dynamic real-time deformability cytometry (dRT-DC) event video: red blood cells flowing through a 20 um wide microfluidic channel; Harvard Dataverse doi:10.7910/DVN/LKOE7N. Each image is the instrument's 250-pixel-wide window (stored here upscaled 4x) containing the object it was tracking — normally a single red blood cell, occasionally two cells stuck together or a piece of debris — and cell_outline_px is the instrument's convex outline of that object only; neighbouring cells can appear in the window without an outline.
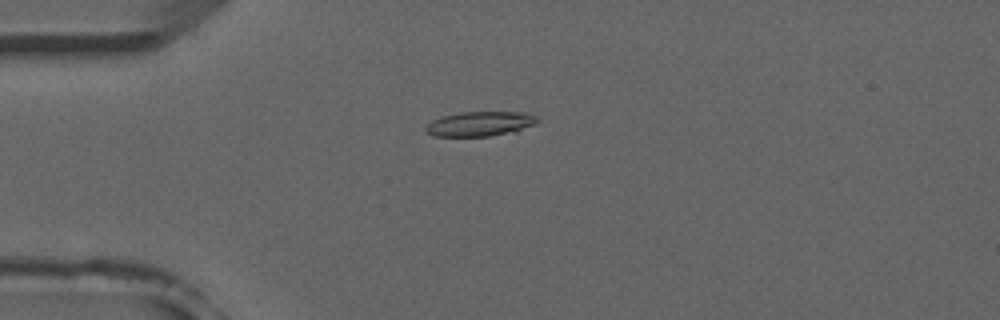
{"species": "common noctule bat (a hibernating species)", "species_latin": "Nyctalus noctula", "temperature_condition": "room temperature", "stored_images_in_passage": 51, "camera_frame_rate_fps": 3000, "um_per_image_px": 0.085, "animal": {"sex": "male", "forearm_length_mm": 52.5}, "frame": {"image": 1, "passage_image": 12, "time_ms": 3.667, "image_size_px": [1000, 320], "cell_outline_px": [[540, 120], [536, 124], [516, 132], [488, 136], [436, 136], [424, 132], [424, 128], [432, 120], [440, 116], [460, 112], [524, 112], [536, 116]], "centroid_in_image_um": [40.81, 10.52], "position_along_channel_um": 44.2, "area_um2": 16.3}}
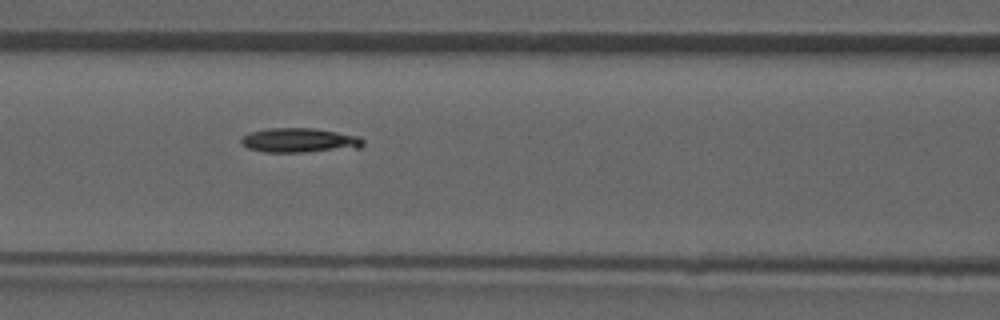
{"frame": {"image": 2, "passage_image": 21, "time_ms": 6.667, "image_size_px": [1000, 320], "cell_outline_px": [[364, 144], [360, 148], [304, 152], [264, 152], [248, 148], [240, 144], [240, 136], [252, 132], [268, 128], [312, 128], [360, 136], [364, 140]], "centroid_in_image_um": [25.44, 11.93], "position_along_channel_um": 141.2, "area_um2": 17.51}}
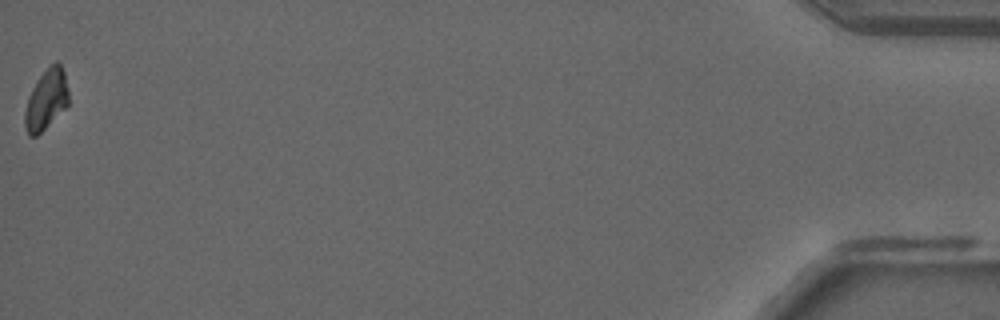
{"frame": {"image": 3, "passage_image": 51, "time_ms": 16.667, "image_size_px": [1000, 320], "cell_outline_px": [[68, 104], [36, 136], [28, 136], [24, 124], [24, 112], [28, 96], [36, 80], [56, 60], [60, 64], [64, 72], [68, 88]], "centroid_in_image_um": [3.91, 8.46], "position_along_channel_um": 431.3, "area_um2": 15.09}}